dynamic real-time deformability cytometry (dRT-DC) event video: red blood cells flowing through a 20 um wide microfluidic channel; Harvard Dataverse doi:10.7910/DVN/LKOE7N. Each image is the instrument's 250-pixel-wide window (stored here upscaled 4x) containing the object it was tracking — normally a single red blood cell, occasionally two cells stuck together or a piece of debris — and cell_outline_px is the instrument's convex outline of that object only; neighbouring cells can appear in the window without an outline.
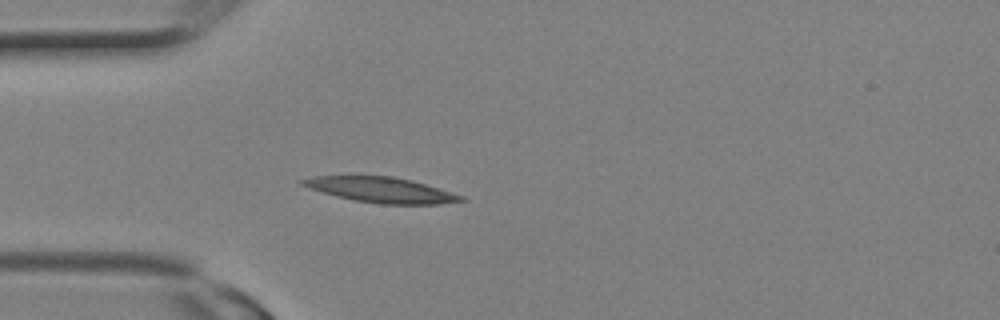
{"species": "Egyptian fruit bat (a non-hibernating species)", "species_latin": "Rousettus aegyptiacus", "temperature_condition": "room temperature", "stored_images_in_passage": 1, "camera_frame_rate_fps": 3000, "um_per_image_px": 0.085, "animal": {"sex": "female"}, "frame": {"image": 1, "passage_image": 1, "time_ms": 0.0, "image_size_px": [1000, 320], "cell_outline_px": [[468, 200], [436, 204], [380, 204], [356, 200], [324, 192], [300, 184], [300, 180], [312, 176], [392, 176], [412, 180], [464, 196]], "centroid_in_image_um": [32.45, 16.13], "position_along_channel_um": 52.6, "area_um2": 22.95}}